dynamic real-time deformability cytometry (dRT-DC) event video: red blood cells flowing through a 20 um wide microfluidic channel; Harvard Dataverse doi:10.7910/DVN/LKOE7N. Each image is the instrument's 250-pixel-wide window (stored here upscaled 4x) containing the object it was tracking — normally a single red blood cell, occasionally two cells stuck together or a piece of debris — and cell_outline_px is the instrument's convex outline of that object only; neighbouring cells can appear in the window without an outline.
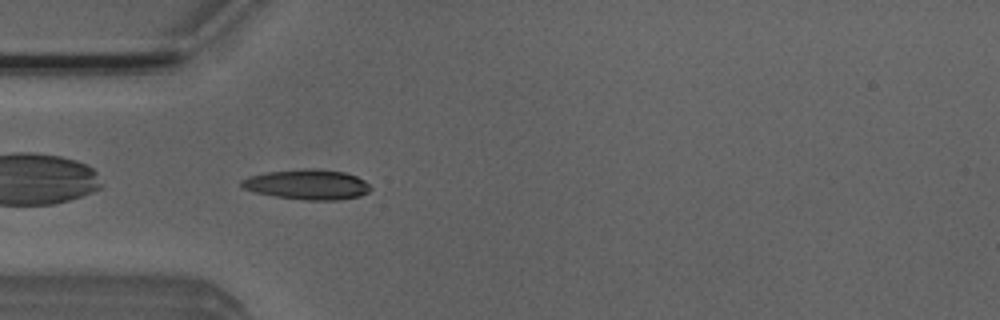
{"species": "Egyptian fruit bat (a non-hibernating species)", "species_latin": "Rousettus aegyptiacus", "temperature_condition": "room temperature", "stored_images_in_passage": 4, "camera_frame_rate_fps": 3000, "um_per_image_px": 0.085, "animal": {"sex": "male"}, "frame": {"image": 1, "passage_image": 4, "time_ms": 1.0, "image_size_px": [1000, 320], "cell_outline_px": [[372, 188], [368, 192], [360, 196], [340, 200], [304, 200], [276, 196], [256, 192], [244, 188], [240, 184], [240, 180], [248, 176], [268, 172], [304, 168], [320, 168], [344, 172], [356, 176], [364, 180]], "centroid_in_image_um": [26.14, 15.67], "position_along_channel_um": 58.9, "area_um2": 22.72}}